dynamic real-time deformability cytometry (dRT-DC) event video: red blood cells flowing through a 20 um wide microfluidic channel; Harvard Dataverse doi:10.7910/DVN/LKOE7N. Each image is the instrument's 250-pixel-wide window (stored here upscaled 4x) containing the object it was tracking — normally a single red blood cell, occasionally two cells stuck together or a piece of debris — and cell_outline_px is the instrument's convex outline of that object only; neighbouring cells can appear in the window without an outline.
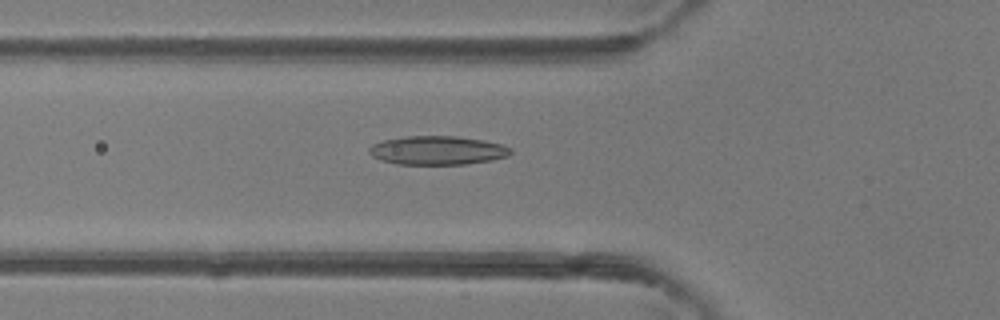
{"species": "common noctule bat (a hibernating species)", "species_latin": "Nyctalus noctula", "temperature_condition": "room temperature", "stored_images_in_passage": 40, "camera_frame_rate_fps": 3000, "um_per_image_px": 0.085, "animal": {"sex": "female"}, "frame": {"image": 1, "passage_image": 12, "time_ms": 3.667, "image_size_px": [1000, 320], "cell_outline_px": [[512, 152], [508, 156], [492, 160], [464, 164], [396, 164], [380, 160], [372, 156], [368, 152], [368, 148], [372, 144], [384, 140], [408, 136], [456, 136], [484, 140], [500, 144], [512, 148]], "centroid_in_image_um": [37.17, 12.78], "position_along_channel_um": 88.6, "area_um2": 23.76}}
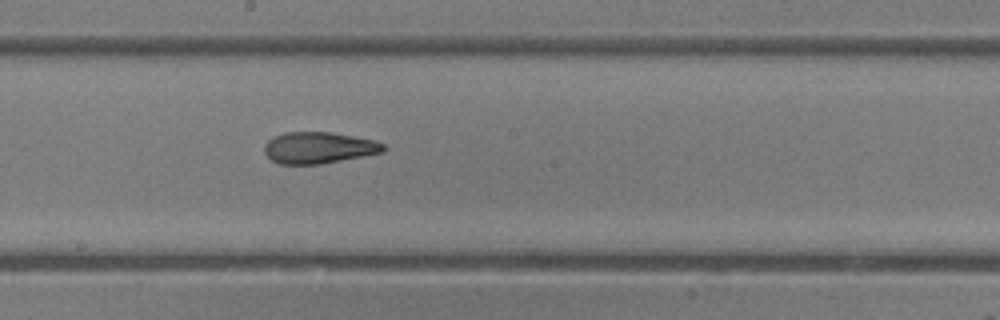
{"frame": {"image": 2, "passage_image": 21, "time_ms": 6.667, "image_size_px": [1000, 320], "cell_outline_px": [[388, 148], [384, 152], [364, 156], [320, 164], [280, 164], [272, 160], [264, 152], [264, 144], [268, 140], [284, 132], [328, 132], [352, 136], [372, 140], [384, 144]], "centroid_in_image_um": [27.09, 12.56], "position_along_channel_um": 221.1, "area_um2": 21.73}}
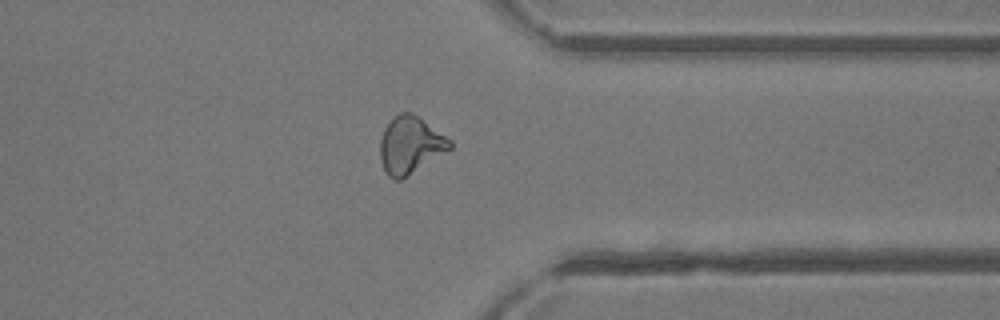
{"frame": {"image": 3, "passage_image": 32, "time_ms": 10.333, "image_size_px": [1000, 320], "cell_outline_px": [[452, 148], [400, 180], [392, 180], [384, 172], [380, 160], [380, 140], [384, 128], [400, 112], [408, 112], [420, 116], [452, 140]], "centroid_in_image_um": [34.87, 12.33], "position_along_channel_um": 376.5, "area_um2": 23.29}}